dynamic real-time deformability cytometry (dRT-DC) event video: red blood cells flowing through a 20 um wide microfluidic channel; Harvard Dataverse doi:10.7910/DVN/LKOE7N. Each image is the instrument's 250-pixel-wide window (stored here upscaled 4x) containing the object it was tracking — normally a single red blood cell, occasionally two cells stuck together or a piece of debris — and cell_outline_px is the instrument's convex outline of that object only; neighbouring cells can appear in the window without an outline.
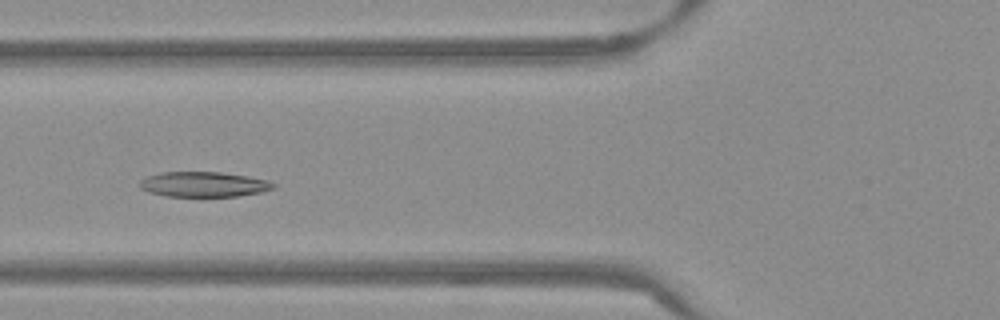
{"species": "Egyptian fruit bat (a non-hibernating species)", "species_latin": "Rousettus aegyptiacus", "temperature_condition": "warm", "stored_images_in_passage": 50, "camera_frame_rate_fps": 3000, "um_per_image_px": 0.085, "frame": {"image": 1, "passage_image": 17, "time_ms": 5.333, "image_size_px": [1000, 320], "cell_outline_px": [[276, 188], [260, 192], [240, 196], [168, 196], [148, 192], [140, 188], [140, 180], [148, 176], [164, 172], [220, 172], [248, 176], [268, 180], [276, 184]], "centroid_in_image_um": [17.35, 15.67], "position_along_channel_um": 108.5, "area_um2": 19.54}}
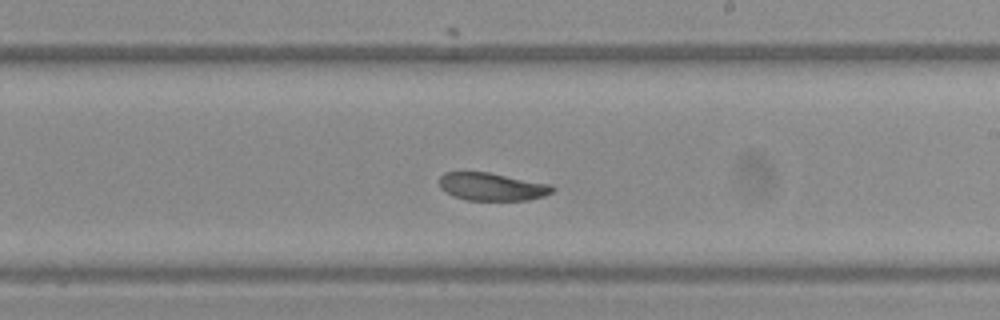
{"frame": {"image": 2, "passage_image": 28, "time_ms": 9.0, "image_size_px": [1000, 320], "cell_outline_px": [[556, 188], [552, 192], [544, 196], [528, 200], [468, 200], [452, 196], [440, 188], [440, 176], [444, 172], [488, 172], [552, 184]], "centroid_in_image_um": [41.84, 15.87], "position_along_channel_um": 247.2, "area_um2": 18.44}}
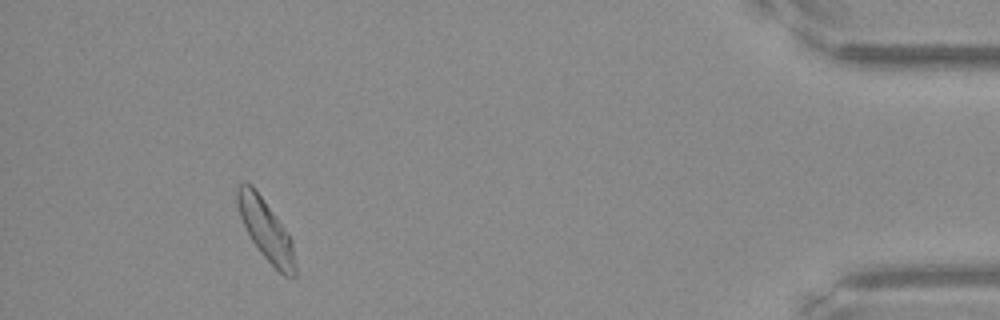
{"frame": {"image": 3, "passage_image": 46, "time_ms": 15.0, "image_size_px": [1000, 320], "cell_outline_px": [[296, 276], [284, 276], [260, 252], [252, 240], [240, 216], [236, 204], [236, 188], [240, 184], [252, 184], [288, 232], [292, 240], [296, 264]], "centroid_in_image_um": [22.61, 19.53], "position_along_channel_um": 412.6, "area_um2": 20.23}, "authors_computed_cell_mechanics": {"area_um2": 20.1144, "velocity_mm_per_s": 3.7852, "shape_relaxation_time_tau1_ms": 6.4897, "shape_relaxation_time_tau2_ms": 5.2571, "deformation_change_tau1": 0.1706, "deformation_change_tau2": 0.1136}}